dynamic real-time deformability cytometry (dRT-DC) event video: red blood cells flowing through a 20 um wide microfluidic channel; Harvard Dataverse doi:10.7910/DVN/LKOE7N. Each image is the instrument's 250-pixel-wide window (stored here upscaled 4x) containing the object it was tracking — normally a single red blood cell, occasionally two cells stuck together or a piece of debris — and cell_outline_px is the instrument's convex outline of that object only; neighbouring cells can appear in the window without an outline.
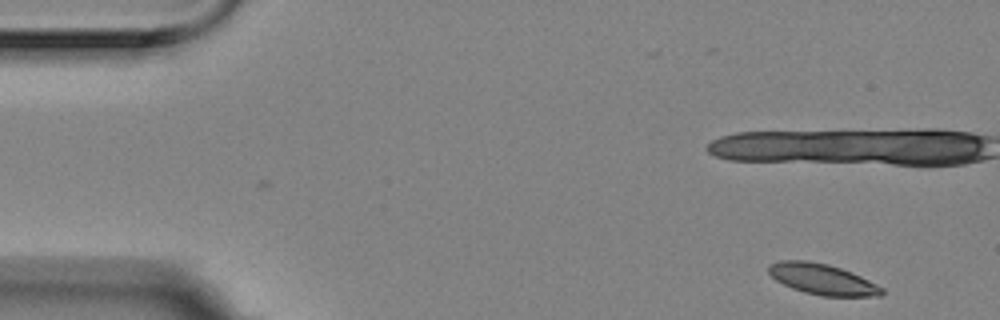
{"species": "Egyptian fruit bat (a non-hibernating species)", "species_latin": "Rousettus aegyptiacus", "temperature_condition": "room temperature", "stored_images_in_passage": 6, "segment_of_instrument_passage": [1, 2], "camera_frame_rate_fps": 3000, "um_per_image_px": 0.085, "animal": {"sex": "female"}, "frame": {"image": 1, "passage_image": 1, "time_ms": 0.0, "image_size_px": [1000, 320], "cell_outline_px": [[884, 292], [880, 296], [820, 296], [804, 292], [792, 288], [776, 280], [768, 272], [768, 264], [780, 260], [808, 260], [828, 264], [852, 272], [884, 288]], "centroid_in_image_um": [69.88, 23.73], "position_along_channel_um": 15.1, "area_um2": 20.35}}
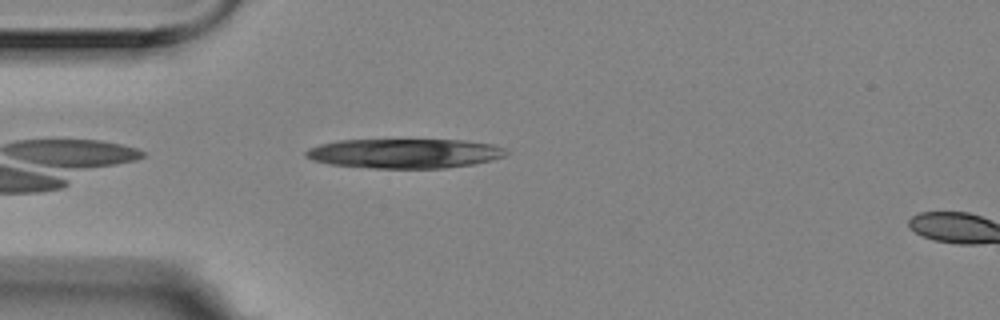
{"frame": {"image": 2, "passage_image": 5, "time_ms": 1.333, "image_size_px": [1000, 320], "cell_outline_px": [[508, 152], [504, 156], [492, 160], [472, 164], [444, 168], [372, 168], [328, 164], [312, 160], [304, 156], [304, 152], [308, 148], [320, 144], [340, 140], [464, 140], [496, 144], [508, 148]], "centroid_in_image_um": [34.41, 13.04], "position_along_channel_um": 50.6, "area_um2": 34.74}}